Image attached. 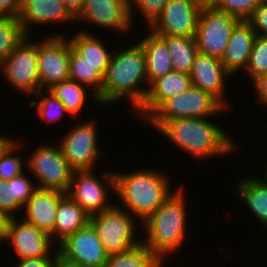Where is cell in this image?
Returning a JSON list of instances; mask_svg holds the SVG:
<instances>
[{
    "mask_svg": "<svg viewBox=\"0 0 267 267\" xmlns=\"http://www.w3.org/2000/svg\"><path fill=\"white\" fill-rule=\"evenodd\" d=\"M129 44L114 47L98 100L103 108L127 100L134 113L145 101L150 85L142 45L136 40Z\"/></svg>",
    "mask_w": 267,
    "mask_h": 267,
    "instance_id": "obj_1",
    "label": "cell"
},
{
    "mask_svg": "<svg viewBox=\"0 0 267 267\" xmlns=\"http://www.w3.org/2000/svg\"><path fill=\"white\" fill-rule=\"evenodd\" d=\"M212 118L215 119L202 117L168 120L157 132L180 148L181 152L184 151L183 154L187 153L203 162L235 155L237 150L241 152L232 135Z\"/></svg>",
    "mask_w": 267,
    "mask_h": 267,
    "instance_id": "obj_2",
    "label": "cell"
},
{
    "mask_svg": "<svg viewBox=\"0 0 267 267\" xmlns=\"http://www.w3.org/2000/svg\"><path fill=\"white\" fill-rule=\"evenodd\" d=\"M175 189L141 225L144 230L142 243L163 264L168 256L174 257L173 254L179 252L186 242L185 239L190 241V237L186 236L189 215L186 208V187L180 183V188L177 186Z\"/></svg>",
    "mask_w": 267,
    "mask_h": 267,
    "instance_id": "obj_3",
    "label": "cell"
},
{
    "mask_svg": "<svg viewBox=\"0 0 267 267\" xmlns=\"http://www.w3.org/2000/svg\"><path fill=\"white\" fill-rule=\"evenodd\" d=\"M116 204L136 217L146 220L173 192L168 173L156 168H138L131 172L115 171ZM121 200V201H120ZM121 204L123 206H121Z\"/></svg>",
    "mask_w": 267,
    "mask_h": 267,
    "instance_id": "obj_4",
    "label": "cell"
},
{
    "mask_svg": "<svg viewBox=\"0 0 267 267\" xmlns=\"http://www.w3.org/2000/svg\"><path fill=\"white\" fill-rule=\"evenodd\" d=\"M136 220V217L117 204L90 216V224L96 230L108 256L120 254L142 243V239H137V230L142 224Z\"/></svg>",
    "mask_w": 267,
    "mask_h": 267,
    "instance_id": "obj_5",
    "label": "cell"
},
{
    "mask_svg": "<svg viewBox=\"0 0 267 267\" xmlns=\"http://www.w3.org/2000/svg\"><path fill=\"white\" fill-rule=\"evenodd\" d=\"M41 144V145H40ZM28 153L26 170L36 180L39 189L57 190L67 193L74 170L64 158L61 147L54 143H40Z\"/></svg>",
    "mask_w": 267,
    "mask_h": 267,
    "instance_id": "obj_6",
    "label": "cell"
},
{
    "mask_svg": "<svg viewBox=\"0 0 267 267\" xmlns=\"http://www.w3.org/2000/svg\"><path fill=\"white\" fill-rule=\"evenodd\" d=\"M229 111L209 93L190 86L181 95L166 100L145 123L158 130L168 120L217 117Z\"/></svg>",
    "mask_w": 267,
    "mask_h": 267,
    "instance_id": "obj_7",
    "label": "cell"
},
{
    "mask_svg": "<svg viewBox=\"0 0 267 267\" xmlns=\"http://www.w3.org/2000/svg\"><path fill=\"white\" fill-rule=\"evenodd\" d=\"M95 172L96 170L74 171L66 193L89 216L101 213L115 204L109 199L110 192L115 195L114 170L101 171L99 176Z\"/></svg>",
    "mask_w": 267,
    "mask_h": 267,
    "instance_id": "obj_8",
    "label": "cell"
},
{
    "mask_svg": "<svg viewBox=\"0 0 267 267\" xmlns=\"http://www.w3.org/2000/svg\"><path fill=\"white\" fill-rule=\"evenodd\" d=\"M97 120L79 121L67 133L56 140L64 158L74 171L95 169L103 152L99 146ZM99 159V160H98Z\"/></svg>",
    "mask_w": 267,
    "mask_h": 267,
    "instance_id": "obj_9",
    "label": "cell"
},
{
    "mask_svg": "<svg viewBox=\"0 0 267 267\" xmlns=\"http://www.w3.org/2000/svg\"><path fill=\"white\" fill-rule=\"evenodd\" d=\"M26 36L0 64L1 77L16 92L30 98L40 90L38 74V41Z\"/></svg>",
    "mask_w": 267,
    "mask_h": 267,
    "instance_id": "obj_10",
    "label": "cell"
},
{
    "mask_svg": "<svg viewBox=\"0 0 267 267\" xmlns=\"http://www.w3.org/2000/svg\"><path fill=\"white\" fill-rule=\"evenodd\" d=\"M54 33L38 41V74L40 89L69 79L70 42L68 34Z\"/></svg>",
    "mask_w": 267,
    "mask_h": 267,
    "instance_id": "obj_11",
    "label": "cell"
},
{
    "mask_svg": "<svg viewBox=\"0 0 267 267\" xmlns=\"http://www.w3.org/2000/svg\"><path fill=\"white\" fill-rule=\"evenodd\" d=\"M240 20L215 7L202 8L195 33L198 52L221 58L231 32Z\"/></svg>",
    "mask_w": 267,
    "mask_h": 267,
    "instance_id": "obj_12",
    "label": "cell"
},
{
    "mask_svg": "<svg viewBox=\"0 0 267 267\" xmlns=\"http://www.w3.org/2000/svg\"><path fill=\"white\" fill-rule=\"evenodd\" d=\"M83 21V22H82ZM77 24L96 26L100 31L129 33L134 28L129 11V0H86L81 13L76 17ZM132 27V28H131ZM131 28V29H130ZM118 31V32H117ZM128 31V32H127Z\"/></svg>",
    "mask_w": 267,
    "mask_h": 267,
    "instance_id": "obj_13",
    "label": "cell"
},
{
    "mask_svg": "<svg viewBox=\"0 0 267 267\" xmlns=\"http://www.w3.org/2000/svg\"><path fill=\"white\" fill-rule=\"evenodd\" d=\"M3 242L11 245L16 260L48 257L57 247L49 234L17 217L11 218Z\"/></svg>",
    "mask_w": 267,
    "mask_h": 267,
    "instance_id": "obj_14",
    "label": "cell"
},
{
    "mask_svg": "<svg viewBox=\"0 0 267 267\" xmlns=\"http://www.w3.org/2000/svg\"><path fill=\"white\" fill-rule=\"evenodd\" d=\"M201 7L191 0H169L148 27L155 35L195 37Z\"/></svg>",
    "mask_w": 267,
    "mask_h": 267,
    "instance_id": "obj_15",
    "label": "cell"
},
{
    "mask_svg": "<svg viewBox=\"0 0 267 267\" xmlns=\"http://www.w3.org/2000/svg\"><path fill=\"white\" fill-rule=\"evenodd\" d=\"M57 249L62 257L85 267H103L108 258L96 230L90 223L67 236L57 245Z\"/></svg>",
    "mask_w": 267,
    "mask_h": 267,
    "instance_id": "obj_16",
    "label": "cell"
},
{
    "mask_svg": "<svg viewBox=\"0 0 267 267\" xmlns=\"http://www.w3.org/2000/svg\"><path fill=\"white\" fill-rule=\"evenodd\" d=\"M189 75L191 86L209 93L225 109H232L231 103L229 104L230 101L226 96L228 90L226 83L231 78L233 79V76L226 71L219 58L198 52Z\"/></svg>",
    "mask_w": 267,
    "mask_h": 267,
    "instance_id": "obj_17",
    "label": "cell"
},
{
    "mask_svg": "<svg viewBox=\"0 0 267 267\" xmlns=\"http://www.w3.org/2000/svg\"><path fill=\"white\" fill-rule=\"evenodd\" d=\"M26 36H32L33 27L51 24L61 26L76 23V18L68 11L62 0H23L17 17ZM54 22V23H53Z\"/></svg>",
    "mask_w": 267,
    "mask_h": 267,
    "instance_id": "obj_18",
    "label": "cell"
},
{
    "mask_svg": "<svg viewBox=\"0 0 267 267\" xmlns=\"http://www.w3.org/2000/svg\"><path fill=\"white\" fill-rule=\"evenodd\" d=\"M191 86L190 75L171 71L154 80L143 104L134 112L140 121L145 122L166 100L181 95Z\"/></svg>",
    "mask_w": 267,
    "mask_h": 267,
    "instance_id": "obj_19",
    "label": "cell"
},
{
    "mask_svg": "<svg viewBox=\"0 0 267 267\" xmlns=\"http://www.w3.org/2000/svg\"><path fill=\"white\" fill-rule=\"evenodd\" d=\"M257 33L247 20H240L233 28L228 44L220 58L226 71L232 76L244 73Z\"/></svg>",
    "mask_w": 267,
    "mask_h": 267,
    "instance_id": "obj_20",
    "label": "cell"
},
{
    "mask_svg": "<svg viewBox=\"0 0 267 267\" xmlns=\"http://www.w3.org/2000/svg\"><path fill=\"white\" fill-rule=\"evenodd\" d=\"M63 194L57 190L37 188L23 207L22 213L25 214L18 215L27 223L50 235L54 228L59 198Z\"/></svg>",
    "mask_w": 267,
    "mask_h": 267,
    "instance_id": "obj_21",
    "label": "cell"
},
{
    "mask_svg": "<svg viewBox=\"0 0 267 267\" xmlns=\"http://www.w3.org/2000/svg\"><path fill=\"white\" fill-rule=\"evenodd\" d=\"M90 223V216L67 194L59 198L51 240L58 245L67 236Z\"/></svg>",
    "mask_w": 267,
    "mask_h": 267,
    "instance_id": "obj_22",
    "label": "cell"
},
{
    "mask_svg": "<svg viewBox=\"0 0 267 267\" xmlns=\"http://www.w3.org/2000/svg\"><path fill=\"white\" fill-rule=\"evenodd\" d=\"M233 188L235 192L253 215L261 227L267 231V184L255 175H250L238 180Z\"/></svg>",
    "mask_w": 267,
    "mask_h": 267,
    "instance_id": "obj_23",
    "label": "cell"
},
{
    "mask_svg": "<svg viewBox=\"0 0 267 267\" xmlns=\"http://www.w3.org/2000/svg\"><path fill=\"white\" fill-rule=\"evenodd\" d=\"M24 173L26 172L13 177L10 181L0 179V208L12 218L20 217L17 214L22 213L24 205L37 189L35 182L30 178L32 176Z\"/></svg>",
    "mask_w": 267,
    "mask_h": 267,
    "instance_id": "obj_24",
    "label": "cell"
},
{
    "mask_svg": "<svg viewBox=\"0 0 267 267\" xmlns=\"http://www.w3.org/2000/svg\"><path fill=\"white\" fill-rule=\"evenodd\" d=\"M80 29L77 34L68 38L71 47L89 64H100V72L105 75L113 51L106 47L107 42L101 36L93 35L92 30ZM106 43V44H105ZM110 50V51H109Z\"/></svg>",
    "mask_w": 267,
    "mask_h": 267,
    "instance_id": "obj_25",
    "label": "cell"
},
{
    "mask_svg": "<svg viewBox=\"0 0 267 267\" xmlns=\"http://www.w3.org/2000/svg\"><path fill=\"white\" fill-rule=\"evenodd\" d=\"M142 39H137L142 45L146 57V71L148 84L150 85L157 78L173 71L171 56L165 42L150 30Z\"/></svg>",
    "mask_w": 267,
    "mask_h": 267,
    "instance_id": "obj_26",
    "label": "cell"
},
{
    "mask_svg": "<svg viewBox=\"0 0 267 267\" xmlns=\"http://www.w3.org/2000/svg\"><path fill=\"white\" fill-rule=\"evenodd\" d=\"M69 79L91 89L90 96L95 105H101L98 96L101 94L104 75L100 72V64H89L83 61L70 44Z\"/></svg>",
    "mask_w": 267,
    "mask_h": 267,
    "instance_id": "obj_27",
    "label": "cell"
},
{
    "mask_svg": "<svg viewBox=\"0 0 267 267\" xmlns=\"http://www.w3.org/2000/svg\"><path fill=\"white\" fill-rule=\"evenodd\" d=\"M166 44L171 56L174 71L190 74L193 62L198 53L194 37L157 35Z\"/></svg>",
    "mask_w": 267,
    "mask_h": 267,
    "instance_id": "obj_28",
    "label": "cell"
},
{
    "mask_svg": "<svg viewBox=\"0 0 267 267\" xmlns=\"http://www.w3.org/2000/svg\"><path fill=\"white\" fill-rule=\"evenodd\" d=\"M48 90L64 104L66 111L71 117L75 116L74 118L82 112V109H85L84 106L88 100L87 95L90 92L88 87L71 79L54 84Z\"/></svg>",
    "mask_w": 267,
    "mask_h": 267,
    "instance_id": "obj_29",
    "label": "cell"
},
{
    "mask_svg": "<svg viewBox=\"0 0 267 267\" xmlns=\"http://www.w3.org/2000/svg\"><path fill=\"white\" fill-rule=\"evenodd\" d=\"M163 264L143 243L120 254L110 255L103 267H163Z\"/></svg>",
    "mask_w": 267,
    "mask_h": 267,
    "instance_id": "obj_30",
    "label": "cell"
},
{
    "mask_svg": "<svg viewBox=\"0 0 267 267\" xmlns=\"http://www.w3.org/2000/svg\"><path fill=\"white\" fill-rule=\"evenodd\" d=\"M31 98L35 100L29 102V107L36 109V113L44 123H58L61 119H64L65 115L70 117L64 104L48 89H40Z\"/></svg>",
    "mask_w": 267,
    "mask_h": 267,
    "instance_id": "obj_31",
    "label": "cell"
},
{
    "mask_svg": "<svg viewBox=\"0 0 267 267\" xmlns=\"http://www.w3.org/2000/svg\"><path fill=\"white\" fill-rule=\"evenodd\" d=\"M26 37L16 17H0V64Z\"/></svg>",
    "mask_w": 267,
    "mask_h": 267,
    "instance_id": "obj_32",
    "label": "cell"
},
{
    "mask_svg": "<svg viewBox=\"0 0 267 267\" xmlns=\"http://www.w3.org/2000/svg\"><path fill=\"white\" fill-rule=\"evenodd\" d=\"M21 143L19 139H16L2 154L0 158V179L10 181L13 177L20 175L26 170V160L21 158L22 155L20 156V153L18 154L24 146Z\"/></svg>",
    "mask_w": 267,
    "mask_h": 267,
    "instance_id": "obj_33",
    "label": "cell"
},
{
    "mask_svg": "<svg viewBox=\"0 0 267 267\" xmlns=\"http://www.w3.org/2000/svg\"><path fill=\"white\" fill-rule=\"evenodd\" d=\"M244 72L245 75H248L247 79L250 82L267 73V36H256L249 62Z\"/></svg>",
    "mask_w": 267,
    "mask_h": 267,
    "instance_id": "obj_34",
    "label": "cell"
},
{
    "mask_svg": "<svg viewBox=\"0 0 267 267\" xmlns=\"http://www.w3.org/2000/svg\"><path fill=\"white\" fill-rule=\"evenodd\" d=\"M168 1L169 0H129V11L133 26L135 25L134 22H136V19H134L135 16L139 14L140 17L142 16L145 20L146 27L148 28L162 13Z\"/></svg>",
    "mask_w": 267,
    "mask_h": 267,
    "instance_id": "obj_35",
    "label": "cell"
},
{
    "mask_svg": "<svg viewBox=\"0 0 267 267\" xmlns=\"http://www.w3.org/2000/svg\"><path fill=\"white\" fill-rule=\"evenodd\" d=\"M263 0H218L215 8L239 20H248Z\"/></svg>",
    "mask_w": 267,
    "mask_h": 267,
    "instance_id": "obj_36",
    "label": "cell"
},
{
    "mask_svg": "<svg viewBox=\"0 0 267 267\" xmlns=\"http://www.w3.org/2000/svg\"><path fill=\"white\" fill-rule=\"evenodd\" d=\"M257 35L267 36V0H263L247 20Z\"/></svg>",
    "mask_w": 267,
    "mask_h": 267,
    "instance_id": "obj_37",
    "label": "cell"
},
{
    "mask_svg": "<svg viewBox=\"0 0 267 267\" xmlns=\"http://www.w3.org/2000/svg\"><path fill=\"white\" fill-rule=\"evenodd\" d=\"M58 255V249L52 252L48 257L28 258L16 261L15 267H54Z\"/></svg>",
    "mask_w": 267,
    "mask_h": 267,
    "instance_id": "obj_38",
    "label": "cell"
},
{
    "mask_svg": "<svg viewBox=\"0 0 267 267\" xmlns=\"http://www.w3.org/2000/svg\"><path fill=\"white\" fill-rule=\"evenodd\" d=\"M252 84L254 87H251L255 89L253 95L257 98L256 102L260 103L259 106L267 107V73L254 79Z\"/></svg>",
    "mask_w": 267,
    "mask_h": 267,
    "instance_id": "obj_39",
    "label": "cell"
},
{
    "mask_svg": "<svg viewBox=\"0 0 267 267\" xmlns=\"http://www.w3.org/2000/svg\"><path fill=\"white\" fill-rule=\"evenodd\" d=\"M23 0H0V17H18Z\"/></svg>",
    "mask_w": 267,
    "mask_h": 267,
    "instance_id": "obj_40",
    "label": "cell"
},
{
    "mask_svg": "<svg viewBox=\"0 0 267 267\" xmlns=\"http://www.w3.org/2000/svg\"><path fill=\"white\" fill-rule=\"evenodd\" d=\"M68 11L76 18L85 5L86 0H62Z\"/></svg>",
    "mask_w": 267,
    "mask_h": 267,
    "instance_id": "obj_41",
    "label": "cell"
},
{
    "mask_svg": "<svg viewBox=\"0 0 267 267\" xmlns=\"http://www.w3.org/2000/svg\"><path fill=\"white\" fill-rule=\"evenodd\" d=\"M11 216L7 214L3 209L0 208V234L4 237L8 228Z\"/></svg>",
    "mask_w": 267,
    "mask_h": 267,
    "instance_id": "obj_42",
    "label": "cell"
},
{
    "mask_svg": "<svg viewBox=\"0 0 267 267\" xmlns=\"http://www.w3.org/2000/svg\"><path fill=\"white\" fill-rule=\"evenodd\" d=\"M54 267H85L78 263H74L64 257H62L59 253L57 255V258L55 260Z\"/></svg>",
    "mask_w": 267,
    "mask_h": 267,
    "instance_id": "obj_43",
    "label": "cell"
},
{
    "mask_svg": "<svg viewBox=\"0 0 267 267\" xmlns=\"http://www.w3.org/2000/svg\"><path fill=\"white\" fill-rule=\"evenodd\" d=\"M3 132H0V158L2 156V154L4 153V151L16 140L13 139L12 137L10 138V135H5V133L3 134ZM5 135V136H4Z\"/></svg>",
    "mask_w": 267,
    "mask_h": 267,
    "instance_id": "obj_44",
    "label": "cell"
},
{
    "mask_svg": "<svg viewBox=\"0 0 267 267\" xmlns=\"http://www.w3.org/2000/svg\"><path fill=\"white\" fill-rule=\"evenodd\" d=\"M201 8L215 7L218 0H191Z\"/></svg>",
    "mask_w": 267,
    "mask_h": 267,
    "instance_id": "obj_45",
    "label": "cell"
},
{
    "mask_svg": "<svg viewBox=\"0 0 267 267\" xmlns=\"http://www.w3.org/2000/svg\"><path fill=\"white\" fill-rule=\"evenodd\" d=\"M265 165H266V166H265ZM265 165H264L265 168H263L264 171L262 172V174L264 173V174L262 175L263 177L261 176L260 178H263L262 180L267 184V164H265Z\"/></svg>",
    "mask_w": 267,
    "mask_h": 267,
    "instance_id": "obj_46",
    "label": "cell"
},
{
    "mask_svg": "<svg viewBox=\"0 0 267 267\" xmlns=\"http://www.w3.org/2000/svg\"><path fill=\"white\" fill-rule=\"evenodd\" d=\"M2 243H4V242H3V236L0 234V246H1V245L3 246Z\"/></svg>",
    "mask_w": 267,
    "mask_h": 267,
    "instance_id": "obj_47",
    "label": "cell"
}]
</instances>
